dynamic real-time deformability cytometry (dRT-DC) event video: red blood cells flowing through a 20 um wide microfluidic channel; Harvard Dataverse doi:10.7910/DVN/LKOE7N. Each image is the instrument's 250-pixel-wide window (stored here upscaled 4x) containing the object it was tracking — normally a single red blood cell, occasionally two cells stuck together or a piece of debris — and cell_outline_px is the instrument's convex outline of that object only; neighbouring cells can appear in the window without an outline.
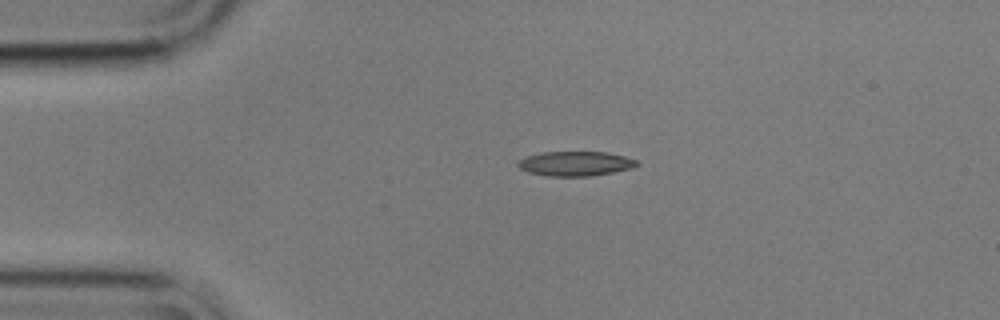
{"species": "common noctule bat (a hibernating species)", "species_latin": "Nyctalus noctula", "temperature_condition": "cold", "stored_images_in_passage": 32, "camera_frame_rate_fps": 3000, "um_per_image_px": 0.085, "animal": {"sex": "male", "body_mass_g": 17.9}, "frame": {"image": 1, "passage_image": 1, "time_ms": 0.0, "image_size_px": [1000, 320], "cell_outline_px": [[640, 164], [632, 168], [612, 172], [588, 176], [548, 176], [528, 172], [520, 168], [516, 164], [524, 156], [540, 152], [608, 152], [624, 156], [636, 160]], "centroid_in_image_um": [48.89, 13.9], "position_along_channel_um": 36.1, "area_um2": 17.05}}
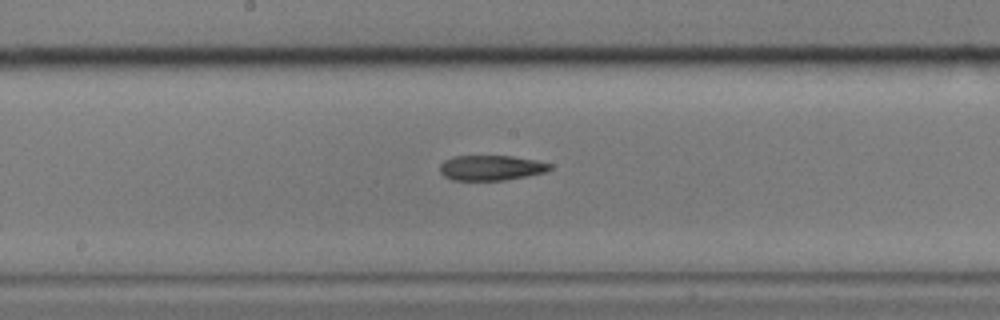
{"frame": {"image": 2, "passage_image": 18, "time_ms": 5.667, "image_size_px": [1000, 320], "cell_outline_px": [[552, 168], [544, 172], [504, 180], [452, 180], [444, 176], [440, 172], [440, 164], [444, 160], [452, 156], [512, 156], [536, 160], [552, 164]], "centroid_in_image_um": [41.71, 14.25], "position_along_channel_um": 206.5, "area_um2": 16.07}}
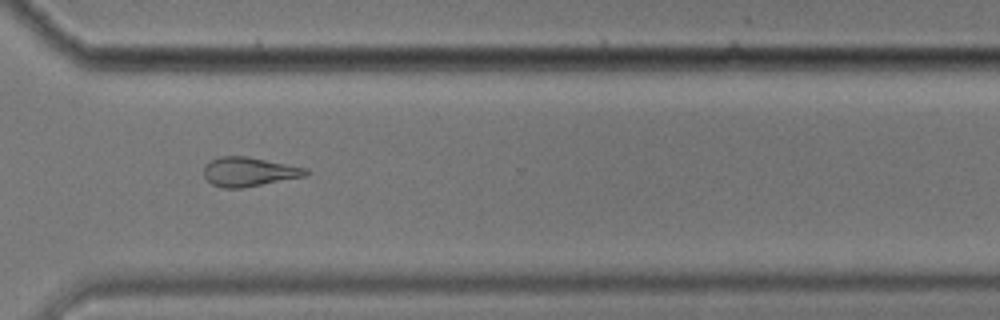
{"frame": {"image": 3, "passage_image": 30, "time_ms": 9.667, "image_size_px": [1000, 320], "cell_outline_px": [[308, 172], [304, 176], [240, 188], [224, 188], [212, 184], [204, 176], [204, 164], [220, 156], [248, 156], [308, 168]], "centroid_in_image_um": [21.13, 14.58], "position_along_channel_um": 349.5, "area_um2": 17.17}}